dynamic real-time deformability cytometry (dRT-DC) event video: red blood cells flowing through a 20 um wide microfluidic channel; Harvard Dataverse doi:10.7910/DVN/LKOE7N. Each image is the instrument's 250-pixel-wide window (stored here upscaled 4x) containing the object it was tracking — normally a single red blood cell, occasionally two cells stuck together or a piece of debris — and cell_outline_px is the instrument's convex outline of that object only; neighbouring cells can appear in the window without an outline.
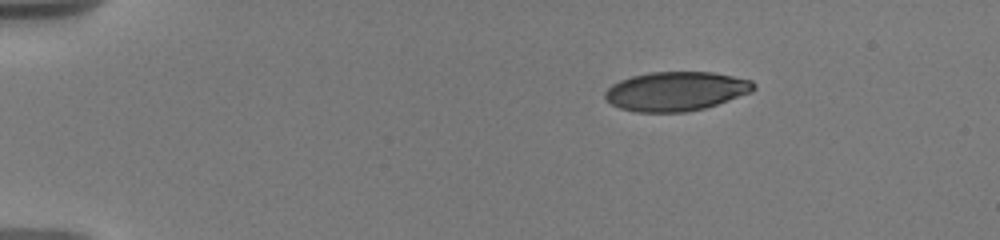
{"species": "human", "species_latin": "Homo sapiens", "temperature_condition": "warm", "stored_images_in_passage": 7, "camera_frame_rate_fps": 3000, "um_per_image_px": 0.085, "donor": {"sex": "male"}, "frame": {"image": 1, "passage_image": 1, "time_ms": 0.0, "image_size_px": [1000, 240], "cell_outline_px": [[756, 88], [752, 92], [704, 108], [684, 112], [636, 112], [620, 108], [612, 104], [604, 96], [604, 92], [612, 84], [620, 80], [632, 76], [652, 72], [712, 72], [752, 80], [756, 84]], "centroid_in_image_um": [57.46, 7.75], "position_along_channel_um": 27.5, "area_um2": 33.81}}
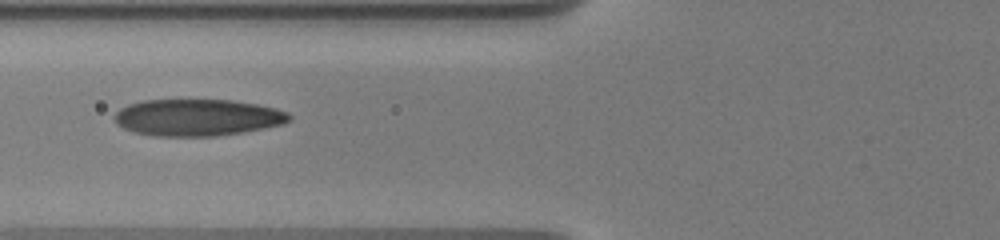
{"frame": {"image": 2, "passage_image": 6, "time_ms": 4.667, "image_size_px": [1000, 240], "cell_outline_px": [[292, 116], [284, 124], [264, 128], [240, 132], [212, 136], [156, 136], [136, 132], [124, 128], [116, 124], [116, 112], [120, 108], [128, 104], [144, 100], [232, 100], [256, 104], [288, 112]], "centroid_in_image_um": [16.77, 9.98], "position_along_channel_um": 109.0, "area_um2": 37.11}}
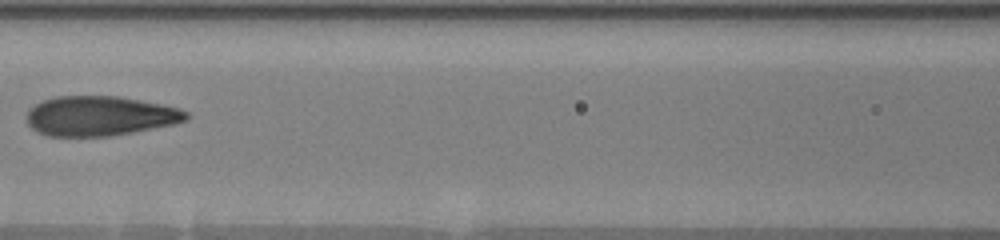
{"frame": {"image": 3, "passage_image": 7, "time_ms": 6.0, "image_size_px": [1000, 240], "cell_outline_px": [[188, 120], [176, 124], [112, 136], [48, 136], [36, 132], [28, 124], [28, 108], [40, 100], [56, 96], [116, 96], [140, 100], [180, 108], [188, 112]], "centroid_in_image_um": [8.49, 9.85], "position_along_channel_um": 158.1, "area_um2": 37.22}}